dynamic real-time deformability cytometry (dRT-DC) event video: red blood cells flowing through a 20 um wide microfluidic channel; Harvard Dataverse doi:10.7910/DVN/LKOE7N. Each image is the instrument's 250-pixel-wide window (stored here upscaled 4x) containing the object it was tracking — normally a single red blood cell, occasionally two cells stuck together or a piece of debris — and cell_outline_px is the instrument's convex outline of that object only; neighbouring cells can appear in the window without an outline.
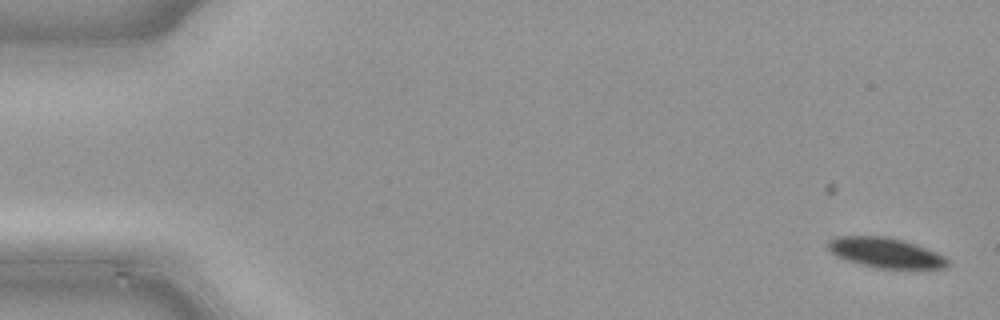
{"species": "common noctule bat (a hibernating species)", "species_latin": "Nyctalus noctula", "temperature_condition": "cold", "stored_images_in_passage": 21, "camera_frame_rate_fps": 3000, "um_per_image_px": 0.085, "animal": {"sex": "male", "body_mass_g": 21.5, "forearm_length_mm": 52.0}, "frame": {"image": 1, "passage_image": 1, "time_ms": 0.0, "image_size_px": [1000, 320], "cell_outline_px": [[948, 268], [876, 268], [860, 264], [836, 256], [828, 248], [828, 240], [836, 236], [888, 236], [916, 244], [936, 252], [944, 256], [948, 260]], "centroid_in_image_um": [75.27, 21.47], "position_along_channel_um": 9.7, "area_um2": 20.87}}
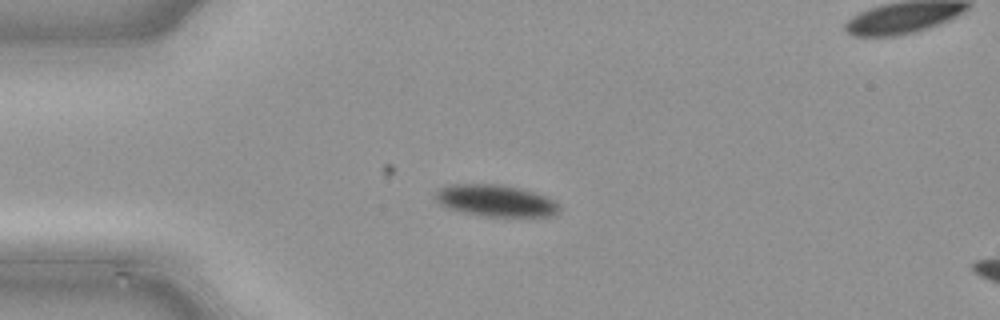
{"frame": {"image": 2, "passage_image": 12, "time_ms": 3.667, "image_size_px": [1000, 320], "cell_outline_px": [[560, 208], [552, 216], [488, 216], [464, 212], [444, 208], [432, 196], [440, 188], [448, 184], [500, 184], [520, 188], [536, 192], [548, 196], [556, 200], [560, 204]], "centroid_in_image_um": [42.13, 17.04], "position_along_channel_um": 42.9, "area_um2": 23.18}}